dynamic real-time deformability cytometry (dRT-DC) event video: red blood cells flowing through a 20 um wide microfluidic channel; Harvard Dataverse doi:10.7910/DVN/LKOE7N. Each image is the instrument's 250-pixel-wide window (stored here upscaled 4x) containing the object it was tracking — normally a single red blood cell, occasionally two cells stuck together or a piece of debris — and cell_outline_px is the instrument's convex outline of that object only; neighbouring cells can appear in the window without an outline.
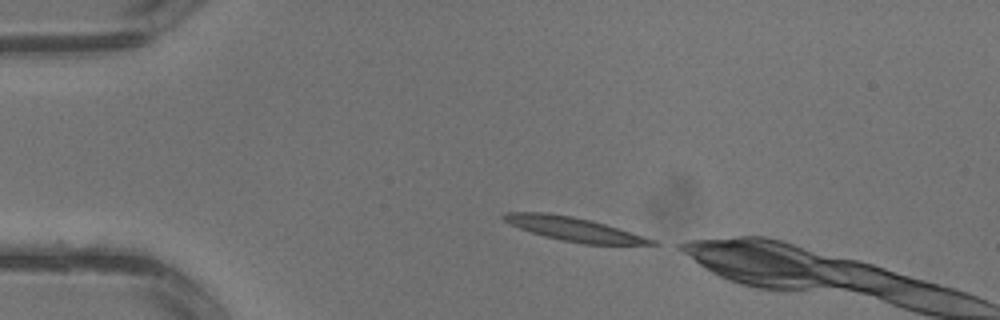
{"species": "common noctule bat (a hibernating species)", "species_latin": "Nyctalus noctula", "temperature_condition": "warm", "stored_images_in_passage": 4, "camera_frame_rate_fps": 3000, "um_per_image_px": 0.085, "animal": {"sex": "male", "body_mass_g": 13.3}, "frame": {"image": 1, "passage_image": 4, "time_ms": 1.0, "image_size_px": [1000, 320], "cell_outline_px": [[660, 244], [584, 244], [560, 240], [544, 236], [520, 228], [504, 220], [500, 216], [504, 212], [548, 212], [572, 216], [592, 220], [644, 236], [656, 240]], "centroid_in_image_um": [48.76, 19.46], "position_along_channel_um": 36.2, "area_um2": 20.4}}